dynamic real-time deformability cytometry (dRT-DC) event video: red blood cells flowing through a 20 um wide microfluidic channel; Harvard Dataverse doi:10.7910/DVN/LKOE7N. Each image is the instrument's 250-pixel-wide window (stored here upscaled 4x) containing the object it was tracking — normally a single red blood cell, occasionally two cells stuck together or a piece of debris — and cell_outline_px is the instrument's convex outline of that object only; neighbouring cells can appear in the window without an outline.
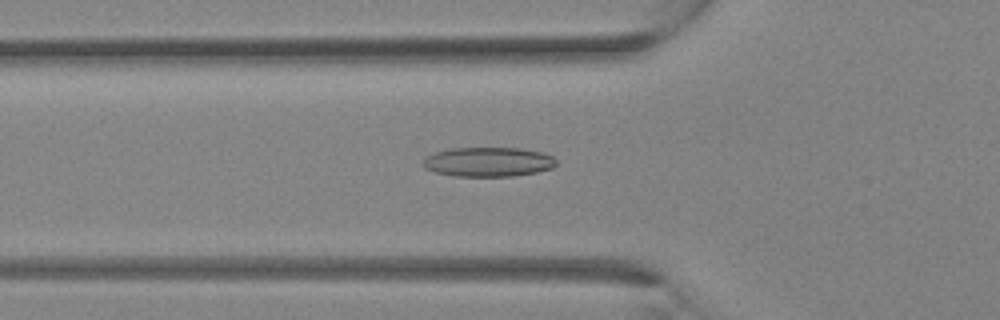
{"species": "Egyptian fruit bat (a non-hibernating species)", "species_latin": "Rousettus aegyptiacus", "temperature_condition": "room temperature", "stored_images_in_passage": 33, "camera_frame_rate_fps": 3000, "um_per_image_px": 0.085, "animal": {"sex": "female"}, "frame": {"image": 1, "passage_image": 12, "time_ms": 3.667, "image_size_px": [1000, 320], "cell_outline_px": [[556, 164], [552, 168], [536, 172], [512, 176], [452, 176], [436, 172], [424, 168], [424, 156], [436, 152], [452, 148], [520, 148], [540, 152], [552, 156], [556, 160]], "centroid_in_image_um": [41.48, 13.76], "position_along_channel_um": 84.3, "area_um2": 22.77}}
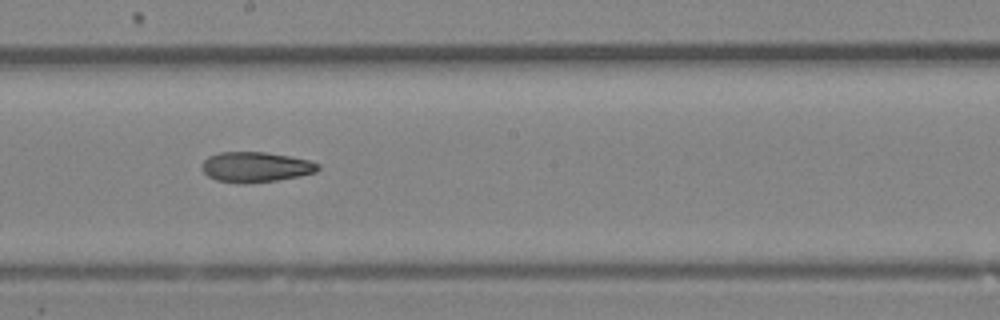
{"frame": {"image": 2, "passage_image": 19, "time_ms": 6.0, "image_size_px": [1000, 320], "cell_outline_px": [[320, 168], [316, 172], [300, 176], [276, 180], [244, 184], [216, 180], [208, 176], [200, 168], [200, 164], [208, 156], [220, 152], [264, 152], [288, 156], [308, 160], [320, 164]], "centroid_in_image_um": [21.7, 14.2], "position_along_channel_um": 226.5, "area_um2": 20.52}}
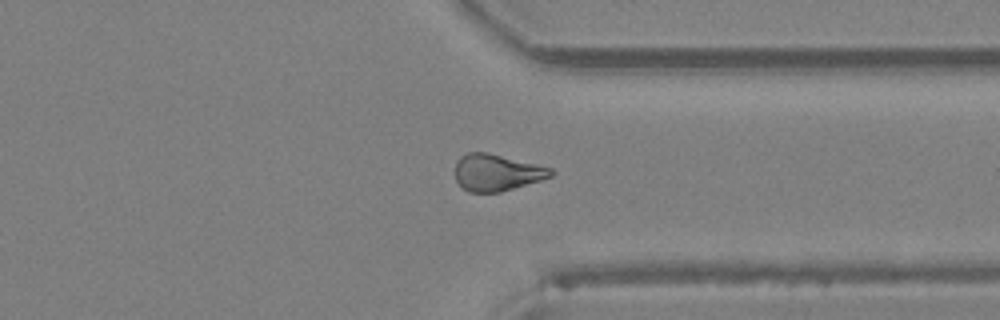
{"frame": {"image": 3, "passage_image": 26, "time_ms": 8.333, "image_size_px": [1000, 320], "cell_outline_px": [[556, 172], [552, 176], [540, 180], [500, 192], [468, 192], [456, 180], [456, 160], [460, 156], [468, 152], [488, 152], [552, 168]], "centroid_in_image_um": [42.22, 14.65], "position_along_channel_um": 369.2, "area_um2": 20.4}}